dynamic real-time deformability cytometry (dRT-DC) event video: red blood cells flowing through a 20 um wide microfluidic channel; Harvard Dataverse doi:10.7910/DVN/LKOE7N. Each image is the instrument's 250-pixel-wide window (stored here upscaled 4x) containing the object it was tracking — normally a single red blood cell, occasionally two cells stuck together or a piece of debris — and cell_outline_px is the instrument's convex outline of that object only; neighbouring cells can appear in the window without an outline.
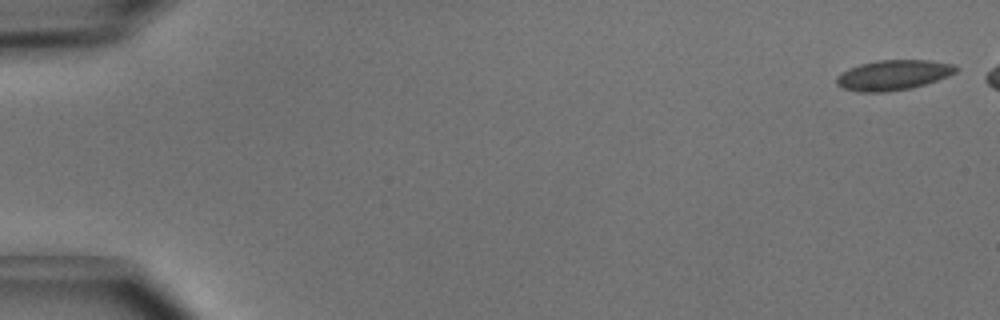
{"species": "common noctule bat (a hibernating species)", "species_latin": "Nyctalus noctula", "temperature_condition": "cold", "stored_images_in_passage": 5, "camera_frame_rate_fps": 3000, "um_per_image_px": 0.085, "animal": {"sex": "male", "body_mass_g": 15.6}, "frame": {"image": 1, "passage_image": 1, "time_ms": 0.0, "image_size_px": [1000, 320], "cell_outline_px": [[960, 68], [956, 72], [948, 76], [912, 88], [888, 92], [860, 92], [844, 88], [836, 84], [836, 76], [840, 72], [848, 68], [860, 64], [876, 60], [928, 60], [956, 64]], "centroid_in_image_um": [75.92, 6.37], "position_along_channel_um": 9.1, "area_um2": 21.15}}